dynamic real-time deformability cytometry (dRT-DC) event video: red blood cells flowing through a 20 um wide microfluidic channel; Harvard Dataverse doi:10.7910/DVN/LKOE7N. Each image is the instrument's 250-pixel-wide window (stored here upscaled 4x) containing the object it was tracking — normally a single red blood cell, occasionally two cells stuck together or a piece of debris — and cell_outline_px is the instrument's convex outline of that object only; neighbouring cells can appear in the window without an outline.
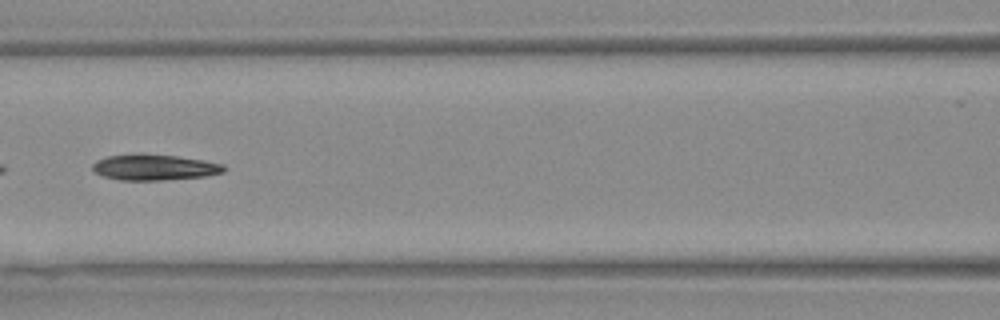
{"species": "Egyptian fruit bat (a non-hibernating species)", "species_latin": "Rousettus aegyptiacus", "temperature_condition": "warm", "stored_images_in_passage": 38, "camera_frame_rate_fps": 3000, "um_per_image_px": 0.085, "animal": {"sex": "female"}, "frame": {"image": 1, "passage_image": 12, "time_ms": 3.667, "image_size_px": [1000, 320], "cell_outline_px": [[228, 168], [224, 172], [204, 176], [164, 180], [120, 180], [104, 176], [96, 172], [92, 168], [92, 164], [96, 160], [108, 156], [136, 152], [176, 156], [204, 160], [224, 164]], "centroid_in_image_um": [13.13, 14.2], "position_along_channel_um": 153.5, "area_um2": 20.06}, "authors_computed_cell_mechanics": {"area_um2": 19.5653, "velocity_mm_per_s": 3.8391, "shape_relaxation_time_tau1_ms": 6.7667, "shape_relaxation_time_tau2_ms": null, "deformation_change_tau1": 0.1784, "deformation_change_tau2": null}}